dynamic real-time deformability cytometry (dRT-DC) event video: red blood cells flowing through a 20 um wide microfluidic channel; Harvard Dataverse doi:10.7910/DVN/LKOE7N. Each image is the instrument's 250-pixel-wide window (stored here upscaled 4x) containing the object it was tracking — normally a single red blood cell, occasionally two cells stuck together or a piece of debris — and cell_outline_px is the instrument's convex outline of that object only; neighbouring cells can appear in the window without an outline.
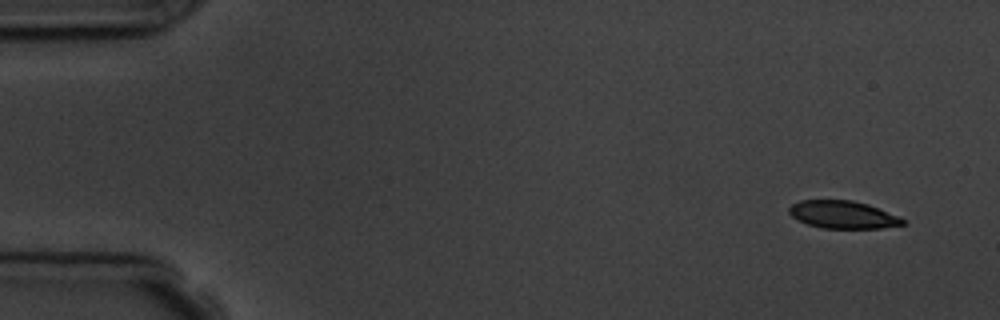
{"species": "common noctule bat (a hibernating species)", "species_latin": "Nyctalus noctula", "temperature_condition": "room temperature", "stored_images_in_passage": 4, "camera_frame_rate_fps": 3000, "um_per_image_px": 0.085, "animal": {"sex": "male", "body_mass_g": 19.5, "forearm_length_mm": 54.6}, "frame": {"image": 1, "passage_image": 1, "time_ms": 0.0, "image_size_px": [1000, 320], "cell_outline_px": [[908, 224], [880, 228], [820, 228], [808, 224], [792, 216], [788, 212], [788, 208], [792, 204], [800, 200], [852, 200], [868, 204], [900, 216], [908, 220]], "centroid_in_image_um": [71.71, 18.24], "position_along_channel_um": 13.3, "area_um2": 18.5}}